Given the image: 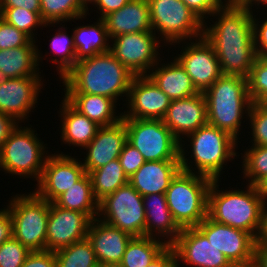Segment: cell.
Listing matches in <instances>:
<instances>
[{
    "label": "cell",
    "mask_w": 267,
    "mask_h": 267,
    "mask_svg": "<svg viewBox=\"0 0 267 267\" xmlns=\"http://www.w3.org/2000/svg\"><path fill=\"white\" fill-rule=\"evenodd\" d=\"M126 142L127 130L123 119L113 125L100 127L84 148L86 157L81 162L85 173L89 174L118 159Z\"/></svg>",
    "instance_id": "obj_21"
},
{
    "label": "cell",
    "mask_w": 267,
    "mask_h": 267,
    "mask_svg": "<svg viewBox=\"0 0 267 267\" xmlns=\"http://www.w3.org/2000/svg\"><path fill=\"white\" fill-rule=\"evenodd\" d=\"M253 12V33H254V44L257 56L267 58V17L260 20L257 15ZM266 14L267 13H263ZM260 23V24H259Z\"/></svg>",
    "instance_id": "obj_44"
},
{
    "label": "cell",
    "mask_w": 267,
    "mask_h": 267,
    "mask_svg": "<svg viewBox=\"0 0 267 267\" xmlns=\"http://www.w3.org/2000/svg\"><path fill=\"white\" fill-rule=\"evenodd\" d=\"M42 78L0 79V112L12 116L19 123L29 120V114L37 107L39 93L45 85Z\"/></svg>",
    "instance_id": "obj_17"
},
{
    "label": "cell",
    "mask_w": 267,
    "mask_h": 267,
    "mask_svg": "<svg viewBox=\"0 0 267 267\" xmlns=\"http://www.w3.org/2000/svg\"><path fill=\"white\" fill-rule=\"evenodd\" d=\"M203 95L208 124L228 133L237 141L240 140L243 117L248 119L253 104L248 94L247 78L222 74Z\"/></svg>",
    "instance_id": "obj_4"
},
{
    "label": "cell",
    "mask_w": 267,
    "mask_h": 267,
    "mask_svg": "<svg viewBox=\"0 0 267 267\" xmlns=\"http://www.w3.org/2000/svg\"><path fill=\"white\" fill-rule=\"evenodd\" d=\"M103 20L110 39L128 33L152 31L148 0H130Z\"/></svg>",
    "instance_id": "obj_24"
},
{
    "label": "cell",
    "mask_w": 267,
    "mask_h": 267,
    "mask_svg": "<svg viewBox=\"0 0 267 267\" xmlns=\"http://www.w3.org/2000/svg\"><path fill=\"white\" fill-rule=\"evenodd\" d=\"M97 218L133 237L145 236L143 196L130 183L99 201Z\"/></svg>",
    "instance_id": "obj_11"
},
{
    "label": "cell",
    "mask_w": 267,
    "mask_h": 267,
    "mask_svg": "<svg viewBox=\"0 0 267 267\" xmlns=\"http://www.w3.org/2000/svg\"><path fill=\"white\" fill-rule=\"evenodd\" d=\"M221 179L212 180L208 192V216L221 224L251 233L256 237L265 201L258 186L219 190Z\"/></svg>",
    "instance_id": "obj_5"
},
{
    "label": "cell",
    "mask_w": 267,
    "mask_h": 267,
    "mask_svg": "<svg viewBox=\"0 0 267 267\" xmlns=\"http://www.w3.org/2000/svg\"><path fill=\"white\" fill-rule=\"evenodd\" d=\"M128 101V102H127ZM171 100L148 75L135 76L122 119H163Z\"/></svg>",
    "instance_id": "obj_19"
},
{
    "label": "cell",
    "mask_w": 267,
    "mask_h": 267,
    "mask_svg": "<svg viewBox=\"0 0 267 267\" xmlns=\"http://www.w3.org/2000/svg\"><path fill=\"white\" fill-rule=\"evenodd\" d=\"M258 104L267 110V95Z\"/></svg>",
    "instance_id": "obj_59"
},
{
    "label": "cell",
    "mask_w": 267,
    "mask_h": 267,
    "mask_svg": "<svg viewBox=\"0 0 267 267\" xmlns=\"http://www.w3.org/2000/svg\"><path fill=\"white\" fill-rule=\"evenodd\" d=\"M184 139L190 144L185 140L180 142L181 170L204 175L212 180L222 179L220 176L225 172L223 170L227 163L240 156L237 155V143L240 141L208 123Z\"/></svg>",
    "instance_id": "obj_3"
},
{
    "label": "cell",
    "mask_w": 267,
    "mask_h": 267,
    "mask_svg": "<svg viewBox=\"0 0 267 267\" xmlns=\"http://www.w3.org/2000/svg\"><path fill=\"white\" fill-rule=\"evenodd\" d=\"M180 170V161H146L129 178V183L142 196L165 193Z\"/></svg>",
    "instance_id": "obj_25"
},
{
    "label": "cell",
    "mask_w": 267,
    "mask_h": 267,
    "mask_svg": "<svg viewBox=\"0 0 267 267\" xmlns=\"http://www.w3.org/2000/svg\"><path fill=\"white\" fill-rule=\"evenodd\" d=\"M42 52L38 46H21L0 50V79L40 77V61Z\"/></svg>",
    "instance_id": "obj_28"
},
{
    "label": "cell",
    "mask_w": 267,
    "mask_h": 267,
    "mask_svg": "<svg viewBox=\"0 0 267 267\" xmlns=\"http://www.w3.org/2000/svg\"><path fill=\"white\" fill-rule=\"evenodd\" d=\"M7 209L12 220V236L31 251L46 250L50 202L34 191L13 195Z\"/></svg>",
    "instance_id": "obj_8"
},
{
    "label": "cell",
    "mask_w": 267,
    "mask_h": 267,
    "mask_svg": "<svg viewBox=\"0 0 267 267\" xmlns=\"http://www.w3.org/2000/svg\"><path fill=\"white\" fill-rule=\"evenodd\" d=\"M61 101L58 111L62 122L60 138L63 144L83 150L95 137L100 126L76 110L64 97Z\"/></svg>",
    "instance_id": "obj_27"
},
{
    "label": "cell",
    "mask_w": 267,
    "mask_h": 267,
    "mask_svg": "<svg viewBox=\"0 0 267 267\" xmlns=\"http://www.w3.org/2000/svg\"><path fill=\"white\" fill-rule=\"evenodd\" d=\"M135 75L108 51L79 60L60 79L64 93L101 95L114 99L128 97Z\"/></svg>",
    "instance_id": "obj_2"
},
{
    "label": "cell",
    "mask_w": 267,
    "mask_h": 267,
    "mask_svg": "<svg viewBox=\"0 0 267 267\" xmlns=\"http://www.w3.org/2000/svg\"><path fill=\"white\" fill-rule=\"evenodd\" d=\"M247 83L252 103H259L267 95V58L257 56Z\"/></svg>",
    "instance_id": "obj_39"
},
{
    "label": "cell",
    "mask_w": 267,
    "mask_h": 267,
    "mask_svg": "<svg viewBox=\"0 0 267 267\" xmlns=\"http://www.w3.org/2000/svg\"><path fill=\"white\" fill-rule=\"evenodd\" d=\"M175 262L174 251L168 246L154 261L147 267H170Z\"/></svg>",
    "instance_id": "obj_51"
},
{
    "label": "cell",
    "mask_w": 267,
    "mask_h": 267,
    "mask_svg": "<svg viewBox=\"0 0 267 267\" xmlns=\"http://www.w3.org/2000/svg\"><path fill=\"white\" fill-rule=\"evenodd\" d=\"M177 44L182 45L181 52L174 58L190 76L197 91L203 93L222 75L216 52L204 36L195 39V42L193 39L190 42L181 41L172 45Z\"/></svg>",
    "instance_id": "obj_13"
},
{
    "label": "cell",
    "mask_w": 267,
    "mask_h": 267,
    "mask_svg": "<svg viewBox=\"0 0 267 267\" xmlns=\"http://www.w3.org/2000/svg\"><path fill=\"white\" fill-rule=\"evenodd\" d=\"M31 252L12 236L0 245V267H21Z\"/></svg>",
    "instance_id": "obj_41"
},
{
    "label": "cell",
    "mask_w": 267,
    "mask_h": 267,
    "mask_svg": "<svg viewBox=\"0 0 267 267\" xmlns=\"http://www.w3.org/2000/svg\"><path fill=\"white\" fill-rule=\"evenodd\" d=\"M203 22L223 7L222 0H182Z\"/></svg>",
    "instance_id": "obj_45"
},
{
    "label": "cell",
    "mask_w": 267,
    "mask_h": 267,
    "mask_svg": "<svg viewBox=\"0 0 267 267\" xmlns=\"http://www.w3.org/2000/svg\"><path fill=\"white\" fill-rule=\"evenodd\" d=\"M0 209V245L12 237V220L8 209Z\"/></svg>",
    "instance_id": "obj_49"
},
{
    "label": "cell",
    "mask_w": 267,
    "mask_h": 267,
    "mask_svg": "<svg viewBox=\"0 0 267 267\" xmlns=\"http://www.w3.org/2000/svg\"><path fill=\"white\" fill-rule=\"evenodd\" d=\"M129 1L130 0H97L93 6L94 8L97 7L100 12L98 18L103 19L106 15L119 10Z\"/></svg>",
    "instance_id": "obj_48"
},
{
    "label": "cell",
    "mask_w": 267,
    "mask_h": 267,
    "mask_svg": "<svg viewBox=\"0 0 267 267\" xmlns=\"http://www.w3.org/2000/svg\"><path fill=\"white\" fill-rule=\"evenodd\" d=\"M87 15L89 11L80 0H40V16L46 24L74 22V19L83 20Z\"/></svg>",
    "instance_id": "obj_34"
},
{
    "label": "cell",
    "mask_w": 267,
    "mask_h": 267,
    "mask_svg": "<svg viewBox=\"0 0 267 267\" xmlns=\"http://www.w3.org/2000/svg\"><path fill=\"white\" fill-rule=\"evenodd\" d=\"M63 97L81 114L100 127L119 122L123 114L115 111L117 102L101 95L84 93H64Z\"/></svg>",
    "instance_id": "obj_29"
},
{
    "label": "cell",
    "mask_w": 267,
    "mask_h": 267,
    "mask_svg": "<svg viewBox=\"0 0 267 267\" xmlns=\"http://www.w3.org/2000/svg\"><path fill=\"white\" fill-rule=\"evenodd\" d=\"M223 7L228 8H247L250 12L253 13L255 10L253 7V0H222Z\"/></svg>",
    "instance_id": "obj_53"
},
{
    "label": "cell",
    "mask_w": 267,
    "mask_h": 267,
    "mask_svg": "<svg viewBox=\"0 0 267 267\" xmlns=\"http://www.w3.org/2000/svg\"><path fill=\"white\" fill-rule=\"evenodd\" d=\"M170 267H181V265H178L176 262H174Z\"/></svg>",
    "instance_id": "obj_61"
},
{
    "label": "cell",
    "mask_w": 267,
    "mask_h": 267,
    "mask_svg": "<svg viewBox=\"0 0 267 267\" xmlns=\"http://www.w3.org/2000/svg\"><path fill=\"white\" fill-rule=\"evenodd\" d=\"M133 236L99 218L90 222L87 239L91 242L96 259L100 266L119 264L127 244Z\"/></svg>",
    "instance_id": "obj_22"
},
{
    "label": "cell",
    "mask_w": 267,
    "mask_h": 267,
    "mask_svg": "<svg viewBox=\"0 0 267 267\" xmlns=\"http://www.w3.org/2000/svg\"><path fill=\"white\" fill-rule=\"evenodd\" d=\"M162 120L175 138L181 142L184 137L208 123L203 93L172 100Z\"/></svg>",
    "instance_id": "obj_20"
},
{
    "label": "cell",
    "mask_w": 267,
    "mask_h": 267,
    "mask_svg": "<svg viewBox=\"0 0 267 267\" xmlns=\"http://www.w3.org/2000/svg\"><path fill=\"white\" fill-rule=\"evenodd\" d=\"M127 141L145 161H180V142L161 119H123Z\"/></svg>",
    "instance_id": "obj_10"
},
{
    "label": "cell",
    "mask_w": 267,
    "mask_h": 267,
    "mask_svg": "<svg viewBox=\"0 0 267 267\" xmlns=\"http://www.w3.org/2000/svg\"><path fill=\"white\" fill-rule=\"evenodd\" d=\"M172 58L173 60L168 61L166 64L162 62L161 58V61L159 60L147 75L171 101L199 93L185 69L173 55Z\"/></svg>",
    "instance_id": "obj_26"
},
{
    "label": "cell",
    "mask_w": 267,
    "mask_h": 267,
    "mask_svg": "<svg viewBox=\"0 0 267 267\" xmlns=\"http://www.w3.org/2000/svg\"><path fill=\"white\" fill-rule=\"evenodd\" d=\"M249 148V149H248ZM244 150L242 158L243 179L246 184L259 186L267 179V146H248Z\"/></svg>",
    "instance_id": "obj_37"
},
{
    "label": "cell",
    "mask_w": 267,
    "mask_h": 267,
    "mask_svg": "<svg viewBox=\"0 0 267 267\" xmlns=\"http://www.w3.org/2000/svg\"><path fill=\"white\" fill-rule=\"evenodd\" d=\"M22 125L19 124L0 147V171L38 182L49 155L48 147L32 125Z\"/></svg>",
    "instance_id": "obj_7"
},
{
    "label": "cell",
    "mask_w": 267,
    "mask_h": 267,
    "mask_svg": "<svg viewBox=\"0 0 267 267\" xmlns=\"http://www.w3.org/2000/svg\"><path fill=\"white\" fill-rule=\"evenodd\" d=\"M19 124L12 116L0 112V147L6 142Z\"/></svg>",
    "instance_id": "obj_47"
},
{
    "label": "cell",
    "mask_w": 267,
    "mask_h": 267,
    "mask_svg": "<svg viewBox=\"0 0 267 267\" xmlns=\"http://www.w3.org/2000/svg\"><path fill=\"white\" fill-rule=\"evenodd\" d=\"M21 267H57L55 253L49 250L32 251Z\"/></svg>",
    "instance_id": "obj_46"
},
{
    "label": "cell",
    "mask_w": 267,
    "mask_h": 267,
    "mask_svg": "<svg viewBox=\"0 0 267 267\" xmlns=\"http://www.w3.org/2000/svg\"><path fill=\"white\" fill-rule=\"evenodd\" d=\"M248 123L252 129L249 143H252V146H267V110L258 103H253L249 111Z\"/></svg>",
    "instance_id": "obj_40"
},
{
    "label": "cell",
    "mask_w": 267,
    "mask_h": 267,
    "mask_svg": "<svg viewBox=\"0 0 267 267\" xmlns=\"http://www.w3.org/2000/svg\"><path fill=\"white\" fill-rule=\"evenodd\" d=\"M21 46H38L27 34L18 30L0 17V50Z\"/></svg>",
    "instance_id": "obj_42"
},
{
    "label": "cell",
    "mask_w": 267,
    "mask_h": 267,
    "mask_svg": "<svg viewBox=\"0 0 267 267\" xmlns=\"http://www.w3.org/2000/svg\"><path fill=\"white\" fill-rule=\"evenodd\" d=\"M255 240L256 244H267V203L264 204L261 213L260 227Z\"/></svg>",
    "instance_id": "obj_52"
},
{
    "label": "cell",
    "mask_w": 267,
    "mask_h": 267,
    "mask_svg": "<svg viewBox=\"0 0 267 267\" xmlns=\"http://www.w3.org/2000/svg\"><path fill=\"white\" fill-rule=\"evenodd\" d=\"M62 23L59 25L60 27L58 30H56V33L52 35V38L50 39V48H51V54H56L51 59V63L55 65L57 68V74L59 75V78H63L74 66L76 63V49L74 46V40H73V33L67 34V27H65V24L62 25ZM64 29V30H63Z\"/></svg>",
    "instance_id": "obj_35"
},
{
    "label": "cell",
    "mask_w": 267,
    "mask_h": 267,
    "mask_svg": "<svg viewBox=\"0 0 267 267\" xmlns=\"http://www.w3.org/2000/svg\"><path fill=\"white\" fill-rule=\"evenodd\" d=\"M212 179L180 170L165 192L166 202L181 228L195 227L208 216V192Z\"/></svg>",
    "instance_id": "obj_6"
},
{
    "label": "cell",
    "mask_w": 267,
    "mask_h": 267,
    "mask_svg": "<svg viewBox=\"0 0 267 267\" xmlns=\"http://www.w3.org/2000/svg\"><path fill=\"white\" fill-rule=\"evenodd\" d=\"M99 267H121L119 264H107V265H102Z\"/></svg>",
    "instance_id": "obj_60"
},
{
    "label": "cell",
    "mask_w": 267,
    "mask_h": 267,
    "mask_svg": "<svg viewBox=\"0 0 267 267\" xmlns=\"http://www.w3.org/2000/svg\"><path fill=\"white\" fill-rule=\"evenodd\" d=\"M258 187L265 203H267V179H265Z\"/></svg>",
    "instance_id": "obj_56"
},
{
    "label": "cell",
    "mask_w": 267,
    "mask_h": 267,
    "mask_svg": "<svg viewBox=\"0 0 267 267\" xmlns=\"http://www.w3.org/2000/svg\"><path fill=\"white\" fill-rule=\"evenodd\" d=\"M167 247V243L156 238L133 237L127 244L119 265L121 267H147Z\"/></svg>",
    "instance_id": "obj_32"
},
{
    "label": "cell",
    "mask_w": 267,
    "mask_h": 267,
    "mask_svg": "<svg viewBox=\"0 0 267 267\" xmlns=\"http://www.w3.org/2000/svg\"><path fill=\"white\" fill-rule=\"evenodd\" d=\"M261 4V5H260ZM258 6V8H259V5H260V8L262 7V6H264L265 8L267 7V0H253V6Z\"/></svg>",
    "instance_id": "obj_58"
},
{
    "label": "cell",
    "mask_w": 267,
    "mask_h": 267,
    "mask_svg": "<svg viewBox=\"0 0 267 267\" xmlns=\"http://www.w3.org/2000/svg\"><path fill=\"white\" fill-rule=\"evenodd\" d=\"M73 40L76 49V62L96 54L110 51L111 40L104 20L97 18V22L82 26H75Z\"/></svg>",
    "instance_id": "obj_30"
},
{
    "label": "cell",
    "mask_w": 267,
    "mask_h": 267,
    "mask_svg": "<svg viewBox=\"0 0 267 267\" xmlns=\"http://www.w3.org/2000/svg\"><path fill=\"white\" fill-rule=\"evenodd\" d=\"M211 16L216 21L204 22L203 36L216 52L222 74L247 78L257 58L253 13L247 8L222 7Z\"/></svg>",
    "instance_id": "obj_1"
},
{
    "label": "cell",
    "mask_w": 267,
    "mask_h": 267,
    "mask_svg": "<svg viewBox=\"0 0 267 267\" xmlns=\"http://www.w3.org/2000/svg\"><path fill=\"white\" fill-rule=\"evenodd\" d=\"M118 159L128 179L146 162L142 154L128 141Z\"/></svg>",
    "instance_id": "obj_43"
},
{
    "label": "cell",
    "mask_w": 267,
    "mask_h": 267,
    "mask_svg": "<svg viewBox=\"0 0 267 267\" xmlns=\"http://www.w3.org/2000/svg\"><path fill=\"white\" fill-rule=\"evenodd\" d=\"M231 264L255 259V237L248 232L218 223L207 216L196 226Z\"/></svg>",
    "instance_id": "obj_15"
},
{
    "label": "cell",
    "mask_w": 267,
    "mask_h": 267,
    "mask_svg": "<svg viewBox=\"0 0 267 267\" xmlns=\"http://www.w3.org/2000/svg\"><path fill=\"white\" fill-rule=\"evenodd\" d=\"M97 0H80L81 4L89 11L90 9L88 8L91 4L92 6L95 4Z\"/></svg>",
    "instance_id": "obj_57"
},
{
    "label": "cell",
    "mask_w": 267,
    "mask_h": 267,
    "mask_svg": "<svg viewBox=\"0 0 267 267\" xmlns=\"http://www.w3.org/2000/svg\"><path fill=\"white\" fill-rule=\"evenodd\" d=\"M152 31L164 45L203 36L204 22L182 0H148Z\"/></svg>",
    "instance_id": "obj_9"
},
{
    "label": "cell",
    "mask_w": 267,
    "mask_h": 267,
    "mask_svg": "<svg viewBox=\"0 0 267 267\" xmlns=\"http://www.w3.org/2000/svg\"><path fill=\"white\" fill-rule=\"evenodd\" d=\"M69 155L58 151L47 156L37 188L33 190L40 198L54 202L85 174L81 160Z\"/></svg>",
    "instance_id": "obj_14"
},
{
    "label": "cell",
    "mask_w": 267,
    "mask_h": 267,
    "mask_svg": "<svg viewBox=\"0 0 267 267\" xmlns=\"http://www.w3.org/2000/svg\"><path fill=\"white\" fill-rule=\"evenodd\" d=\"M110 40V52L135 76L147 75L161 60L159 48L166 46L153 31L123 34Z\"/></svg>",
    "instance_id": "obj_12"
},
{
    "label": "cell",
    "mask_w": 267,
    "mask_h": 267,
    "mask_svg": "<svg viewBox=\"0 0 267 267\" xmlns=\"http://www.w3.org/2000/svg\"><path fill=\"white\" fill-rule=\"evenodd\" d=\"M0 17L6 22L27 34L32 40L37 41L35 30L39 27H54L58 23H45L37 12L29 11L22 7H0ZM36 36V38H35Z\"/></svg>",
    "instance_id": "obj_38"
},
{
    "label": "cell",
    "mask_w": 267,
    "mask_h": 267,
    "mask_svg": "<svg viewBox=\"0 0 267 267\" xmlns=\"http://www.w3.org/2000/svg\"><path fill=\"white\" fill-rule=\"evenodd\" d=\"M89 175L94 196L98 201L129 183L119 159L110 161L105 166L91 171Z\"/></svg>",
    "instance_id": "obj_33"
},
{
    "label": "cell",
    "mask_w": 267,
    "mask_h": 267,
    "mask_svg": "<svg viewBox=\"0 0 267 267\" xmlns=\"http://www.w3.org/2000/svg\"><path fill=\"white\" fill-rule=\"evenodd\" d=\"M231 267H261L259 263L254 259L247 263L232 264Z\"/></svg>",
    "instance_id": "obj_55"
},
{
    "label": "cell",
    "mask_w": 267,
    "mask_h": 267,
    "mask_svg": "<svg viewBox=\"0 0 267 267\" xmlns=\"http://www.w3.org/2000/svg\"><path fill=\"white\" fill-rule=\"evenodd\" d=\"M57 267H99L91 242L84 240L54 252Z\"/></svg>",
    "instance_id": "obj_36"
},
{
    "label": "cell",
    "mask_w": 267,
    "mask_h": 267,
    "mask_svg": "<svg viewBox=\"0 0 267 267\" xmlns=\"http://www.w3.org/2000/svg\"><path fill=\"white\" fill-rule=\"evenodd\" d=\"M91 221L85 213L65 209L51 202L46 232V250L55 252L84 240L87 238Z\"/></svg>",
    "instance_id": "obj_18"
},
{
    "label": "cell",
    "mask_w": 267,
    "mask_h": 267,
    "mask_svg": "<svg viewBox=\"0 0 267 267\" xmlns=\"http://www.w3.org/2000/svg\"><path fill=\"white\" fill-rule=\"evenodd\" d=\"M255 260L261 267H267V244H256Z\"/></svg>",
    "instance_id": "obj_54"
},
{
    "label": "cell",
    "mask_w": 267,
    "mask_h": 267,
    "mask_svg": "<svg viewBox=\"0 0 267 267\" xmlns=\"http://www.w3.org/2000/svg\"><path fill=\"white\" fill-rule=\"evenodd\" d=\"M175 262L190 267H231V263L195 226L182 228L178 238L170 245Z\"/></svg>",
    "instance_id": "obj_16"
},
{
    "label": "cell",
    "mask_w": 267,
    "mask_h": 267,
    "mask_svg": "<svg viewBox=\"0 0 267 267\" xmlns=\"http://www.w3.org/2000/svg\"><path fill=\"white\" fill-rule=\"evenodd\" d=\"M54 203L62 208L85 213L91 220L98 217L99 201L95 198L90 175L85 173Z\"/></svg>",
    "instance_id": "obj_31"
},
{
    "label": "cell",
    "mask_w": 267,
    "mask_h": 267,
    "mask_svg": "<svg viewBox=\"0 0 267 267\" xmlns=\"http://www.w3.org/2000/svg\"><path fill=\"white\" fill-rule=\"evenodd\" d=\"M0 7H22L40 15V0H0Z\"/></svg>",
    "instance_id": "obj_50"
},
{
    "label": "cell",
    "mask_w": 267,
    "mask_h": 267,
    "mask_svg": "<svg viewBox=\"0 0 267 267\" xmlns=\"http://www.w3.org/2000/svg\"><path fill=\"white\" fill-rule=\"evenodd\" d=\"M143 205L146 216L145 237L162 240L170 246L178 238L182 228L169 210L165 193L143 196Z\"/></svg>",
    "instance_id": "obj_23"
}]
</instances>
